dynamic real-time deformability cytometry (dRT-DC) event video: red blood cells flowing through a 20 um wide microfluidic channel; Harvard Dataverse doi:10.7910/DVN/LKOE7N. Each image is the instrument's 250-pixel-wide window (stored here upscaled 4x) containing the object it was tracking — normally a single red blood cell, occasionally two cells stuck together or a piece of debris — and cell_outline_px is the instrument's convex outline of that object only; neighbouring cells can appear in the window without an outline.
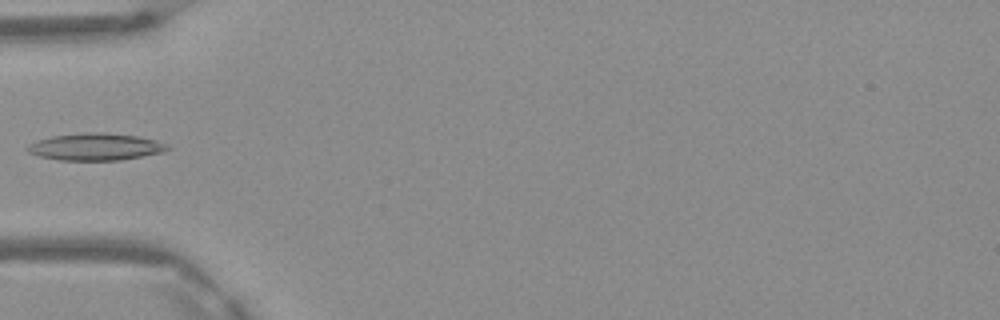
{"species": "Egyptian fruit bat (a non-hibernating species)", "species_latin": "Rousettus aegyptiacus", "temperature_condition": "warm", "stored_images_in_passage": 4, "camera_frame_rate_fps": 3000, "um_per_image_px": 0.085, "frame": {"image": 1, "passage_image": 3, "time_ms": 0.667, "image_size_px": [1000, 320], "cell_outline_px": [[172, 148], [164, 152], [120, 160], [60, 160], [40, 156], [28, 152], [28, 144], [36, 140], [52, 136], [84, 132], [104, 132], [136, 136], [156, 140]], "centroid_in_image_um": [8.12, 12.47], "position_along_channel_um": 76.9, "area_um2": 22.02}}
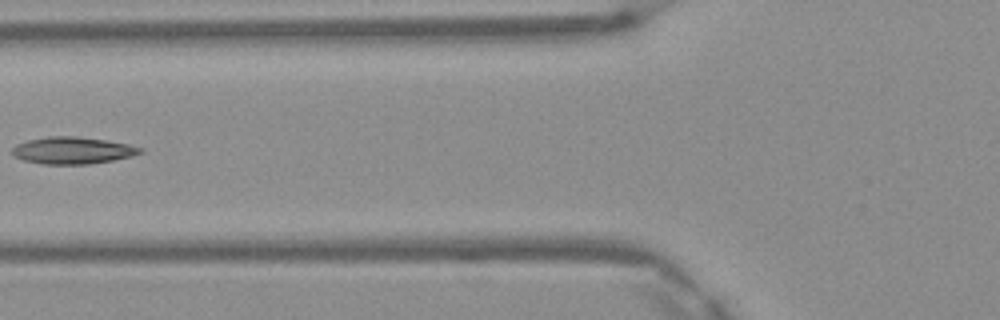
{"frame": {"image": 2, "passage_image": 4, "time_ms": 1.0, "image_size_px": [1000, 320], "cell_outline_px": [[144, 152], [132, 156], [112, 160], [88, 164], [44, 164], [24, 160], [16, 156], [12, 152], [12, 148], [16, 144], [28, 140], [48, 136], [76, 136], [104, 140], [128, 144], [144, 148]], "centroid_in_image_um": [6.19, 12.78], "position_along_channel_um": 119.6, "area_um2": 20.0}}